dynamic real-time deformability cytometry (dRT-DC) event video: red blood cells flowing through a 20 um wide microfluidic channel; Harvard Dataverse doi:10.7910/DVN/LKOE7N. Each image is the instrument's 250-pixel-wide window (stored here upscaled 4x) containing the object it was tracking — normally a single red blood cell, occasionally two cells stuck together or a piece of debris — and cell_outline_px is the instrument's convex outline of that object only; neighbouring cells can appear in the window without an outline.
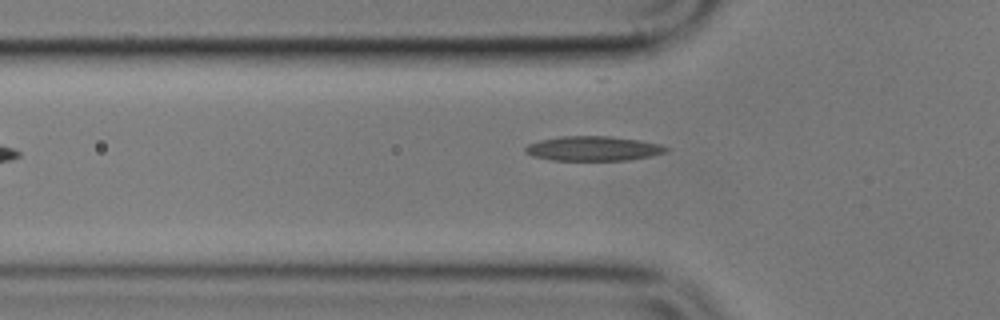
{"species": "common noctule bat (a hibernating species)", "species_latin": "Nyctalus noctula", "temperature_condition": "cold", "stored_images_in_passage": 3, "camera_frame_rate_fps": 3000, "um_per_image_px": 0.085, "animal": {"sex": "male", "body_mass_g": 17.9}, "frame": {"image": 1, "passage_image": 3, "time_ms": 2.333, "image_size_px": [1000, 320], "cell_outline_px": [[668, 152], [628, 160], [552, 160], [532, 156], [524, 152], [524, 148], [528, 144], [540, 140], [560, 136], [608, 136], [640, 140], [660, 144], [668, 148]], "centroid_in_image_um": [50.39, 12.62], "position_along_channel_um": 75.4, "area_um2": 20.17}}